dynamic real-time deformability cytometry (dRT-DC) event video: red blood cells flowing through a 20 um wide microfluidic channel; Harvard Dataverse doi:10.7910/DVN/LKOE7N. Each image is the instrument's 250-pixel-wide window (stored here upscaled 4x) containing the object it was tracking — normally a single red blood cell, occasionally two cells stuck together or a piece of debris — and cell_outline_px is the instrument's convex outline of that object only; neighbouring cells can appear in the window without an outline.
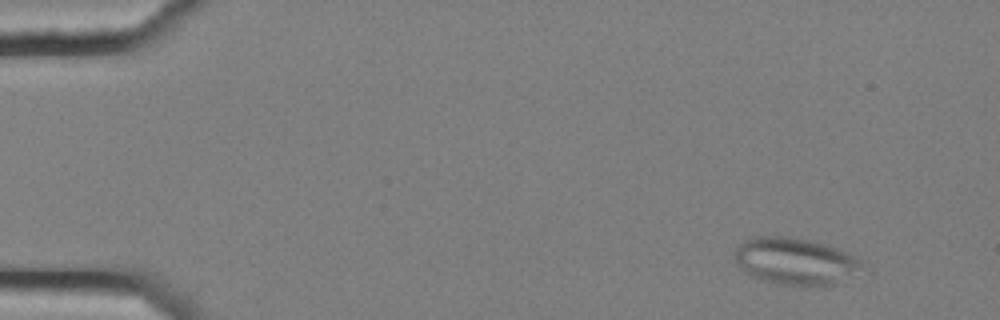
{"species": "common noctule bat (a hibernating species)", "species_latin": "Nyctalus noctula", "temperature_condition": "cold", "stored_images_in_passage": 10, "camera_frame_rate_fps": 3000, "um_per_image_px": 0.085, "animal": {"sex": "female", "body_mass_g": 25.1}, "frame": {"image": 1, "passage_image": 1, "time_ms": 0.0, "image_size_px": [1000, 320], "cell_outline_px": [[864, 260], [860, 264], [836, 284], [824, 288], [820, 288], [776, 284], [748, 276], [740, 268], [732, 252], [748, 236], [788, 236], [808, 240], [824, 244], [836, 248]], "centroid_in_image_um": [67.48, 22.22], "position_along_channel_um": 17.5, "area_um2": 35.03}}
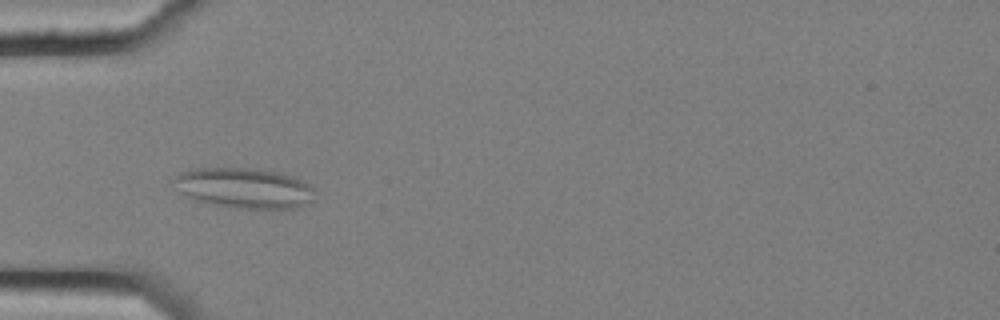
{"frame": {"image": 2, "passage_image": 4, "time_ms": 1.0, "image_size_px": [1000, 320], "cell_outline_px": [[316, 200], [308, 204], [296, 208], [236, 208], [212, 204], [192, 200], [184, 196], [168, 180], [180, 172], [192, 168], [252, 168], [280, 172], [292, 176], [312, 184], [316, 188]], "centroid_in_image_um": [20.75, 15.98], "position_along_channel_um": 64.2, "area_um2": 34.1}}